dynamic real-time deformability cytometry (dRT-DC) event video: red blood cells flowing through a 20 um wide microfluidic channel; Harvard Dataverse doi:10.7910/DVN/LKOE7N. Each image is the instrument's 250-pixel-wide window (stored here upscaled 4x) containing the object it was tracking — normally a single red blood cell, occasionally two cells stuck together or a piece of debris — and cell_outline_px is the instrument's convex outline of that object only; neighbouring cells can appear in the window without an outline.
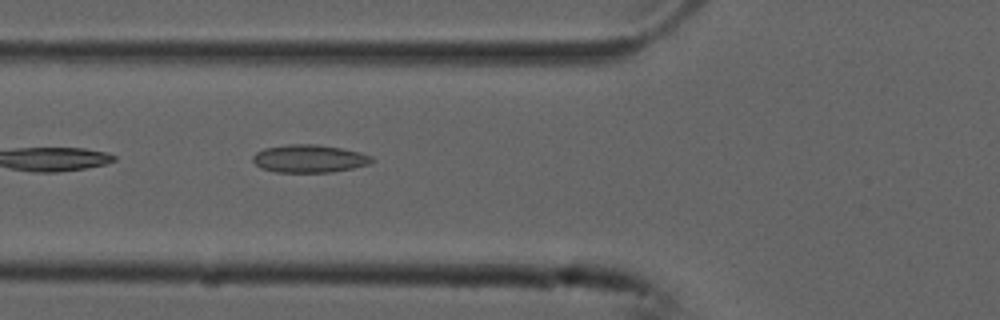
{"species": "common noctule bat (a hibernating species)", "species_latin": "Nyctalus noctula", "temperature_condition": "cold", "stored_images_in_passage": 11, "camera_frame_rate_fps": 3000, "um_per_image_px": 0.085, "animal": {"sex": "male", "forearm_length_mm": 52.5}, "frame": {"image": 1, "passage_image": 5, "time_ms": 1.333, "image_size_px": [1000, 320], "cell_outline_px": [[376, 160], [368, 164], [352, 168], [332, 172], [276, 172], [260, 168], [252, 160], [252, 156], [256, 152], [264, 148], [288, 144], [316, 144], [340, 148], [360, 152], [372, 156]], "centroid_in_image_um": [26.28, 13.48], "position_along_channel_um": 99.5, "area_um2": 19.36}}
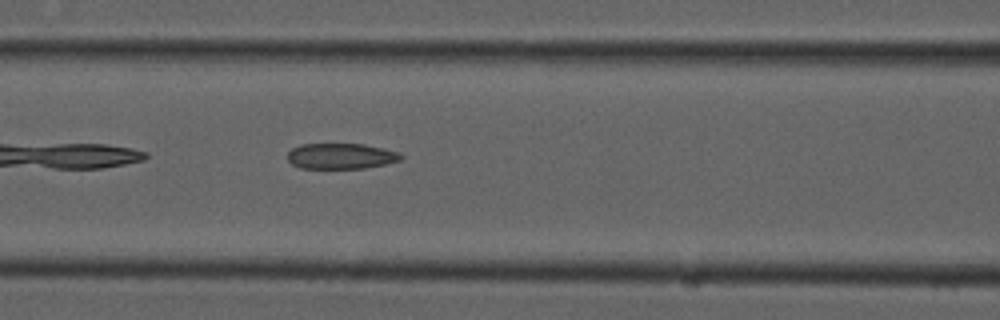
{"frame": {"image": 2, "passage_image": 8, "time_ms": 2.333, "image_size_px": [1000, 320], "cell_outline_px": [[404, 156], [400, 160], [384, 164], [364, 168], [300, 168], [292, 164], [288, 160], [288, 152], [292, 148], [300, 144], [364, 144], [400, 152]], "centroid_in_image_um": [28.98, 13.26], "position_along_channel_um": 137.6, "area_um2": 16.94}}